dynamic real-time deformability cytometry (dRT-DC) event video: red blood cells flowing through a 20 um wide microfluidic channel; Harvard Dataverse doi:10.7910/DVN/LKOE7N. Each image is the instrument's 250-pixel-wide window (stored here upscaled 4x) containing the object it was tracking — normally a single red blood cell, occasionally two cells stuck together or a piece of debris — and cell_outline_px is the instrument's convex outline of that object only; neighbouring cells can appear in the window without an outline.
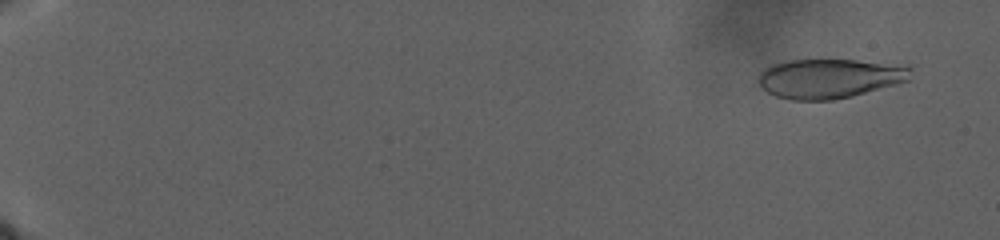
{"species": "human", "species_latin": "Homo sapiens", "temperature_condition": "warm", "stored_images_in_passage": 134, "camera_frame_rate_fps": 3000, "um_per_image_px": 0.085, "donor": {"sex": "male"}, "frame": {"image": 1, "passage_image": 10, "time_ms": 2.667, "image_size_px": [1000, 240], "cell_outline_px": [[912, 68], [908, 80], [896, 84], [852, 96], [832, 100], [792, 100], [776, 96], [760, 88], [760, 72], [764, 68], [788, 60], [856, 60]], "centroid_in_image_um": [70.45, 6.68], "position_along_channel_um": 14.5, "area_um2": 34.39}}
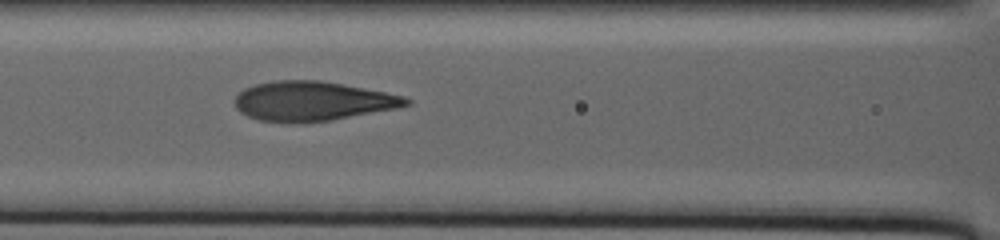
{"frame": {"image": 2, "passage_image": 92, "time_ms": 20.667, "image_size_px": [1000, 240], "cell_outline_px": [[412, 104], [332, 120], [296, 124], [288, 124], [260, 120], [248, 116], [240, 112], [236, 108], [232, 100], [244, 88], [256, 84], [276, 80], [320, 80], [384, 92], [404, 96], [412, 100]], "centroid_in_image_um": [26.48, 8.61], "position_along_channel_um": 140.1, "area_um2": 39.42}}
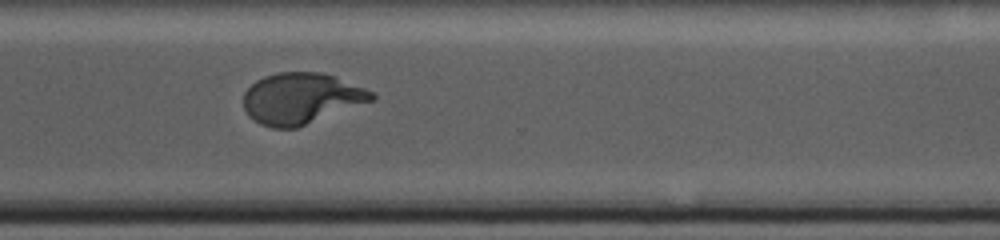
{"frame": {"image": 3, "passage_image": 133, "time_ms": 31.667, "image_size_px": [1000, 240], "cell_outline_px": [[376, 96], [372, 100], [296, 128], [272, 128], [260, 124], [248, 116], [244, 108], [244, 92], [256, 80], [264, 76], [276, 72], [320, 72], [332, 76], [364, 88], [372, 92]], "centroid_in_image_um": [25.53, 8.36], "position_along_channel_um": 345.1, "area_um2": 37.63}}